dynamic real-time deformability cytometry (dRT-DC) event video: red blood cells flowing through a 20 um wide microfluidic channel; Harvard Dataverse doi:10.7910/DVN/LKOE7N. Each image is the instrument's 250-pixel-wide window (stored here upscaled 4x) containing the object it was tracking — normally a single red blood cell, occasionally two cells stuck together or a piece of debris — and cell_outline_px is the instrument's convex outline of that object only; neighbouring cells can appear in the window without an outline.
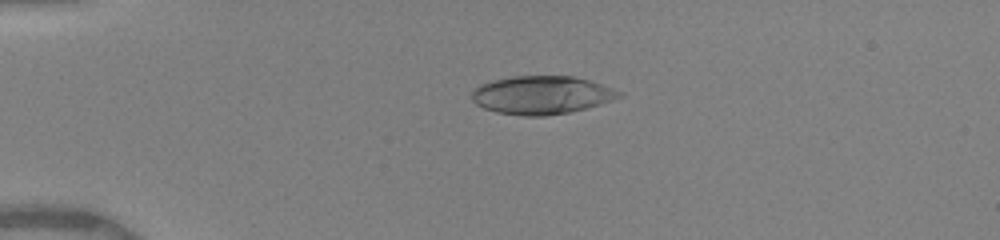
{"species": "human", "species_latin": "Homo sapiens", "temperature_condition": "warm", "stored_images_in_passage": 24, "camera_frame_rate_fps": 3000, "um_per_image_px": 0.085, "donor": {"sex": "female"}, "frame": {"image": 1, "passage_image": 1, "time_ms": 0.0, "image_size_px": [1000, 240], "cell_outline_px": [[624, 96], [600, 104], [568, 112], [544, 116], [524, 116], [496, 112], [484, 108], [476, 104], [472, 100], [472, 92], [480, 84], [492, 80], [512, 76], [572, 76], [588, 80], [624, 92]], "centroid_in_image_um": [46.03, 8.07], "position_along_channel_um": 39.0, "area_um2": 32.71}}
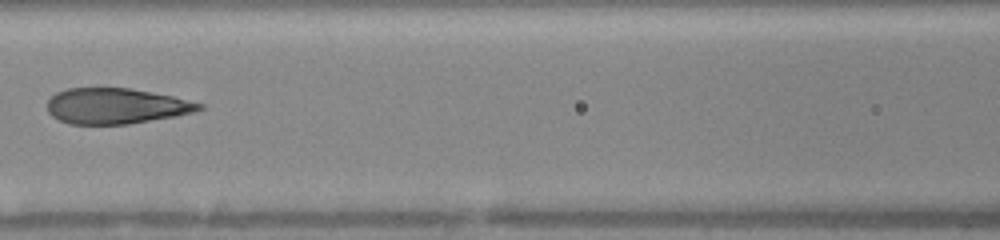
{"frame": {"image": 2, "passage_image": 10, "time_ms": 4.0, "image_size_px": [1000, 240], "cell_outline_px": [[204, 108], [192, 112], [176, 116], [128, 124], [72, 124], [60, 120], [52, 116], [48, 112], [48, 100], [56, 92], [68, 88], [128, 88], [152, 92], [172, 96], [204, 104]], "centroid_in_image_um": [9.86, 9.01], "position_along_channel_um": 156.7, "area_um2": 31.39}}
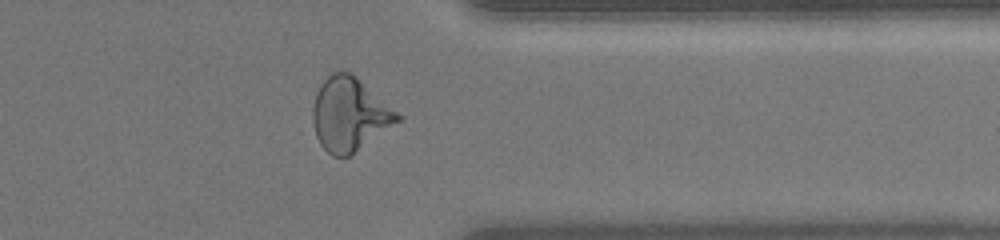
{"frame": {"image": 3, "passage_image": 19, "time_ms": 9.667, "image_size_px": [1000, 240], "cell_outline_px": [[404, 116], [400, 120], [348, 156], [332, 156], [320, 144], [316, 136], [312, 120], [312, 108], [316, 92], [320, 84], [332, 72], [352, 72]], "centroid_in_image_um": [29.71, 9.68], "position_along_channel_um": 381.7, "area_um2": 36.13}, "authors_computed_cell_mechanics": {"area_um2": 32.946, "velocity_mm_per_s": 4.032, "shape_relaxation_time_tau1_ms": 10.1311, "shape_relaxation_time_tau2_ms": 0.7932, "deformation_change_tau1": 0.3355, "deformation_change_tau2": 0.0833}}